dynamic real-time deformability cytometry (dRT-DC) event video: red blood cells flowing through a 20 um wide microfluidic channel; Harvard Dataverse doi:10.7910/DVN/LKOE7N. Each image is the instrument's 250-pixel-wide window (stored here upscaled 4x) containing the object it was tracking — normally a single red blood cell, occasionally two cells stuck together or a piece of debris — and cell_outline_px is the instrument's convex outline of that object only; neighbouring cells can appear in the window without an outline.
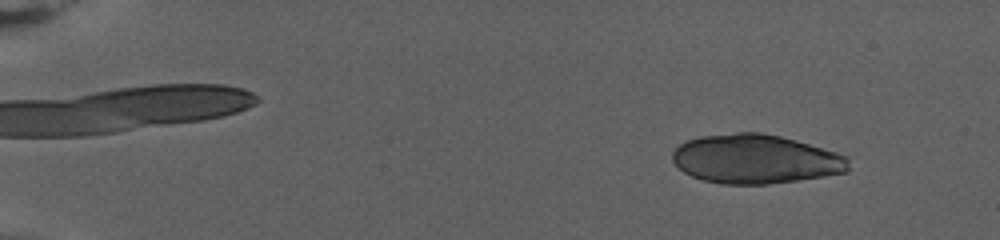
{"species": "human", "species_latin": "Homo sapiens", "temperature_condition": "warm", "stored_images_in_passage": 29, "camera_frame_rate_fps": 3000, "um_per_image_px": 0.085, "donor": {"sex": "female"}, "frame": {"image": 1, "passage_image": 8, "time_ms": 2.333, "image_size_px": [1000, 240], "cell_outline_px": [[848, 172], [824, 176], [768, 184], [720, 184], [704, 180], [692, 176], [684, 172], [672, 160], [672, 152], [680, 144], [688, 140], [700, 136], [736, 132], [760, 132], [780, 136], [836, 152], [848, 156]], "centroid_in_image_um": [64.21, 13.52], "position_along_channel_um": 20.8, "area_um2": 50.29}}
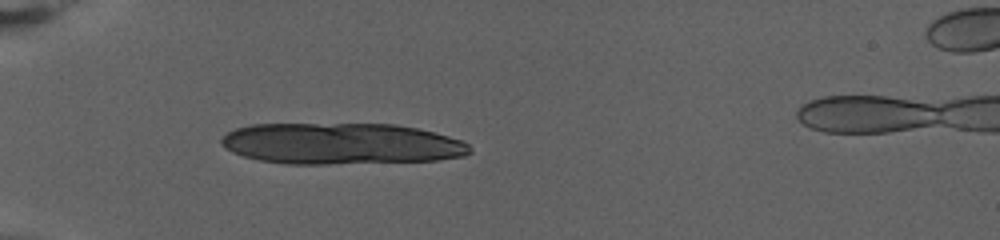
{"frame": {"image": 2, "passage_image": 24, "time_ms": 7.667, "image_size_px": [1000, 240], "cell_outline_px": [[472, 152], [464, 156], [440, 160], [328, 164], [288, 164], [260, 160], [244, 156], [232, 152], [224, 148], [220, 144], [220, 140], [228, 132], [236, 128], [252, 124], [392, 124], [416, 128], [448, 136], [460, 140], [468, 144]], "centroid_in_image_um": [28.98, 12.22], "position_along_channel_um": 56.0, "area_um2": 59.88}}